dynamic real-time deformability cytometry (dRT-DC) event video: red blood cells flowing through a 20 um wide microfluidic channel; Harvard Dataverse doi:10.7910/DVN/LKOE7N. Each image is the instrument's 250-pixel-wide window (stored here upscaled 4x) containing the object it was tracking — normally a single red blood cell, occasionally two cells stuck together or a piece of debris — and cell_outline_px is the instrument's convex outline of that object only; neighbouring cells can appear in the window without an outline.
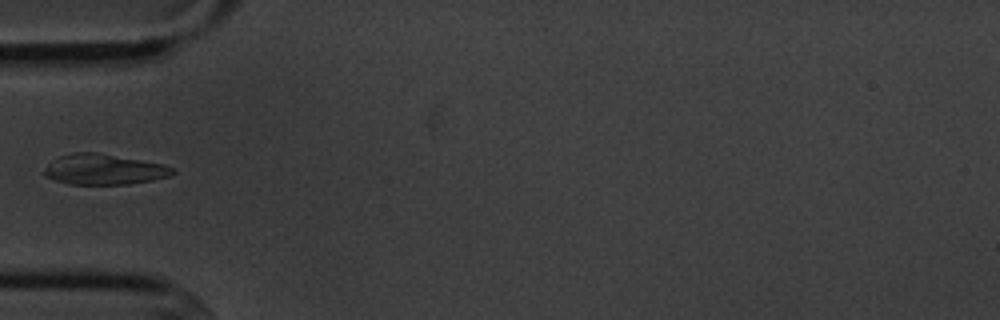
{"species": "common noctule bat (a hibernating species)", "species_latin": "Nyctalus noctula", "temperature_condition": "cold", "stored_images_in_passage": 5, "camera_frame_rate_fps": 3000, "um_per_image_px": 0.085, "animal": {"sex": "male", "body_mass_g": 20.1, "forearm_length_mm": 53.5}, "frame": {"image": 1, "passage_image": 4, "time_ms": 4.333, "image_size_px": [1000, 320], "cell_outline_px": [[176, 172], [172, 176], [152, 180], [128, 184], [68, 184], [44, 176], [44, 168], [52, 160], [60, 156], [72, 152], [96, 152], [164, 164], [172, 168]], "centroid_in_image_um": [8.83, 14.4], "position_along_channel_um": 76.2, "area_um2": 22.83}}
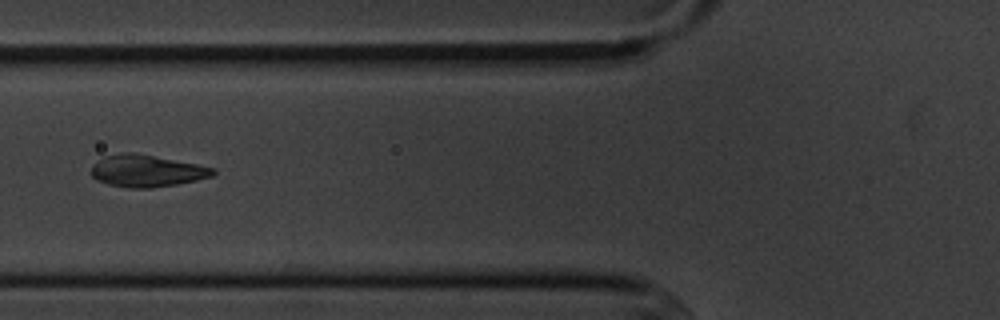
{"frame": {"image": 2, "passage_image": 5, "time_ms": 5.333, "image_size_px": [1000, 320], "cell_outline_px": [[216, 172], [212, 176], [196, 180], [176, 184], [152, 188], [128, 188], [108, 184], [96, 180], [92, 176], [92, 164], [104, 156], [124, 152], [136, 152], [216, 168]], "centroid_in_image_um": [12.45, 14.52], "position_along_channel_um": 113.4, "area_um2": 22.77}}